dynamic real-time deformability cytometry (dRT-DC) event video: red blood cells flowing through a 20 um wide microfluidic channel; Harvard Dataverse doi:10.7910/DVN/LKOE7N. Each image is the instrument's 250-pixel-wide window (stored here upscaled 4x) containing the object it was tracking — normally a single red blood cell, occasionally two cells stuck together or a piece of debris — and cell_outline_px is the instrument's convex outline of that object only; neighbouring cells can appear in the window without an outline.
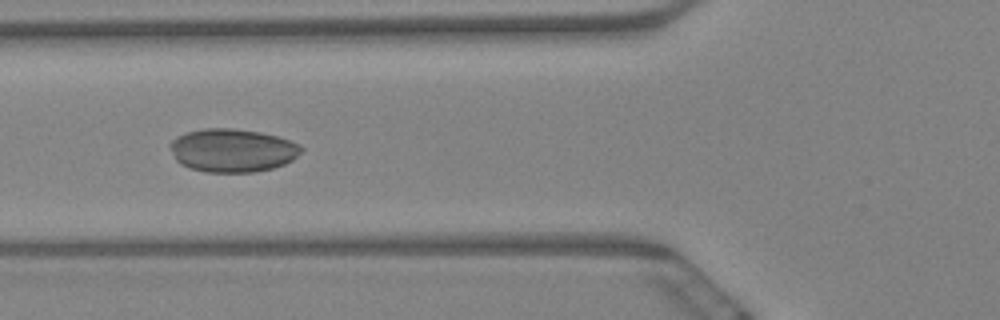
{"species": "Egyptian fruit bat (a non-hibernating species)", "species_latin": "Rousettus aegyptiacus", "temperature_condition": "warm", "stored_images_in_passage": 8, "camera_frame_rate_fps": 3000, "um_per_image_px": 0.085, "animal": {"sex": "female"}, "frame": {"image": 1, "passage_image": 7, "time_ms": 2.0, "image_size_px": [1000, 320], "cell_outline_px": [[304, 148], [292, 160], [284, 164], [272, 168], [252, 172], [204, 172], [188, 168], [180, 164], [176, 160], [168, 144], [176, 136], [188, 132], [204, 128], [232, 128], [260, 132], [276, 136], [300, 144]], "centroid_in_image_um": [19.73, 12.78], "position_along_channel_um": 106.1, "area_um2": 33.12}}
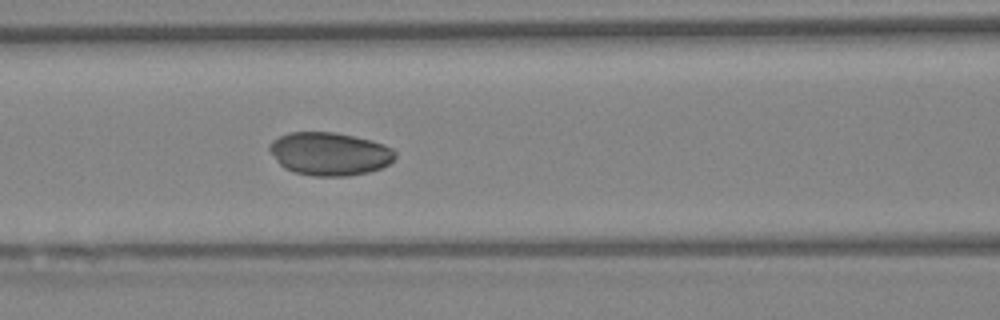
{"frame": {"image": 2, "passage_image": 8, "time_ms": 2.333, "image_size_px": [1000, 320], "cell_outline_px": [[396, 156], [388, 164], [380, 168], [368, 172], [348, 176], [312, 176], [296, 172], [284, 168], [276, 160], [268, 148], [268, 144], [272, 140], [288, 132], [336, 132], [372, 140], [384, 144], [392, 148], [396, 152]], "centroid_in_image_um": [28.01, 13.06], "position_along_channel_um": 138.6, "area_um2": 31.67}}